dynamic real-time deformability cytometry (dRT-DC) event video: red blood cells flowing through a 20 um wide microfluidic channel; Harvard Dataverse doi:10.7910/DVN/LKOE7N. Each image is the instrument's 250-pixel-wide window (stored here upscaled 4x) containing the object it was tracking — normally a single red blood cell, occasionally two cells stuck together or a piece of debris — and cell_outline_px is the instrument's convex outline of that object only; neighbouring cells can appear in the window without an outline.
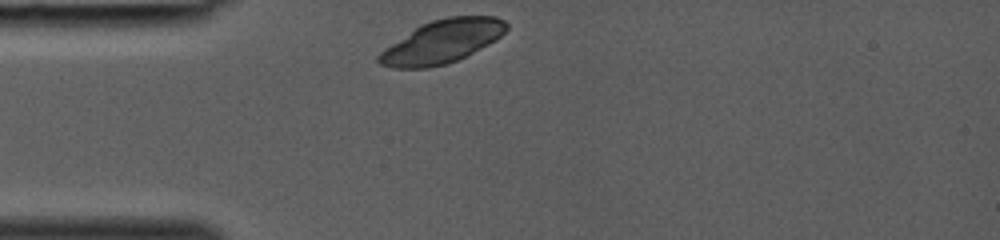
{"species": "common noctule bat (a hibernating species)", "species_latin": "Nyctalus noctula", "temperature_condition": "room temperature", "stored_images_in_passage": 25, "camera_frame_rate_fps": 3000, "um_per_image_px": 0.085, "animal": {"sex": "female", "body_mass_g": 19.0, "forearm_length_mm": 53.3}, "frame": {"image": 1, "passage_image": 1, "time_ms": 0.0, "image_size_px": [1000, 240], "cell_outline_px": [[508, 28], [496, 40], [448, 64], [428, 68], [392, 68], [380, 64], [376, 60], [376, 56], [384, 48], [420, 24], [432, 20], [448, 16], [496, 16], [504, 20], [508, 24]], "centroid_in_image_um": [37.55, 3.53], "position_along_channel_um": 47.5, "area_um2": 32.14}}